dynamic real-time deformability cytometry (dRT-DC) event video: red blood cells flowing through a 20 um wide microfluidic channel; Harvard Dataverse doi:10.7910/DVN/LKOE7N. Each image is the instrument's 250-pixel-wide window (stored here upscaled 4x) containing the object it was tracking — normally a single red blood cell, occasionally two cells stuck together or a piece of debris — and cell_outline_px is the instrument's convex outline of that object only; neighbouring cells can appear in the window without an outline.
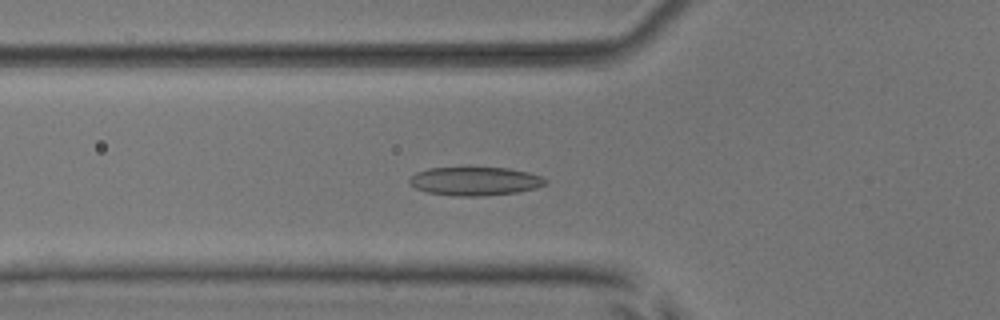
{"species": "common noctule bat (a hibernating species)", "species_latin": "Nyctalus noctula", "temperature_condition": "room temperature", "stored_images_in_passage": 55, "segment_of_instrument_passage": [1, 2], "camera_frame_rate_fps": 3000, "um_per_image_px": 0.085, "animal": {"sex": "male", "body_mass_g": 17.9, "forearm_length_mm": 54.2}, "frame": {"image": 1, "passage_image": 20, "time_ms": 6.333, "image_size_px": [1000, 320], "cell_outline_px": [[548, 184], [536, 188], [516, 192], [480, 196], [456, 196], [428, 192], [416, 188], [408, 180], [416, 172], [428, 168], [508, 168], [528, 172], [544, 176], [548, 180]], "centroid_in_image_um": [40.43, 15.4], "position_along_channel_um": 85.4, "area_um2": 22.54}}
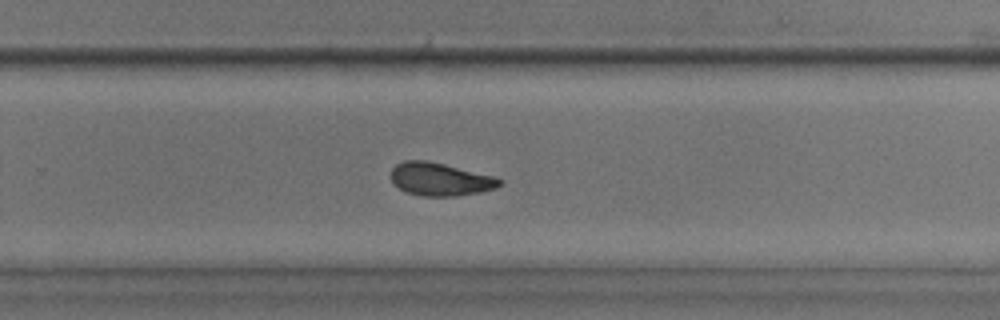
{"frame": {"image": 2, "passage_image": 36, "time_ms": 11.667, "image_size_px": [1000, 320], "cell_outline_px": [[504, 180], [496, 188], [480, 192], [456, 196], [424, 196], [408, 192], [392, 184], [392, 168], [396, 164], [404, 160], [428, 160], [492, 176]], "centroid_in_image_um": [37.4, 15.23], "position_along_channel_um": 292.4, "area_um2": 20.69}}
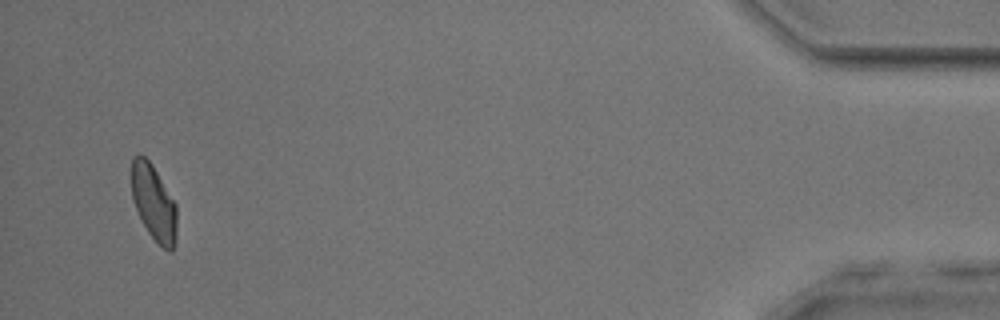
{"frame": {"image": 3, "passage_image": 52, "time_ms": 17.0, "image_size_px": [1000, 320], "cell_outline_px": [[176, 240], [172, 252], [168, 252], [148, 232], [132, 200], [132, 156], [140, 152], [152, 164], [176, 204]], "centroid_in_image_um": [13.07, 17.2], "position_along_channel_um": 422.1, "area_um2": 19.83}}